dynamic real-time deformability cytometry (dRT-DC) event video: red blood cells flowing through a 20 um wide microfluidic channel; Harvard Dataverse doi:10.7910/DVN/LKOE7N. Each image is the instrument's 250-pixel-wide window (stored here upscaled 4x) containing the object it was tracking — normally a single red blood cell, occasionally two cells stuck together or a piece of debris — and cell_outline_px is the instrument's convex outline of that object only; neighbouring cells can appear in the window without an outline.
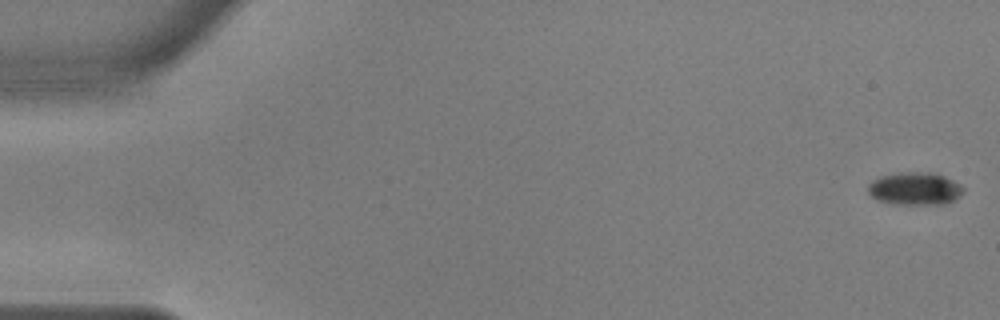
{"species": "common noctule bat (a hibernating species)", "species_latin": "Nyctalus noctula", "temperature_condition": "warm", "stored_images_in_passage": 56, "camera_frame_rate_fps": 3000, "um_per_image_px": 0.085, "animal": {"sex": "male", "body_mass_g": 17.9, "forearm_length_mm": 54.2}, "frame": {"image": 1, "passage_image": 1, "time_ms": 0.0, "image_size_px": [1000, 320], "cell_outline_px": [[964, 192], [956, 200], [948, 204], [892, 204], [876, 200], [868, 192], [868, 184], [872, 180], [880, 176], [908, 172], [932, 172], [944, 176], [960, 184], [964, 188]], "centroid_in_image_um": [77.79, 16.05], "position_along_channel_um": 7.2, "area_um2": 18.38}}
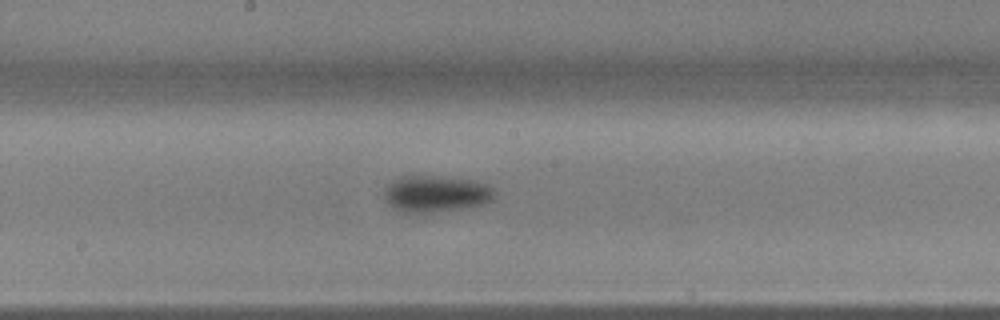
{"frame": {"image": 2, "passage_image": 30, "time_ms": 9.667, "image_size_px": [1000, 320], "cell_outline_px": [[496, 196], [492, 200], [484, 204], [460, 208], [424, 212], [404, 212], [388, 204], [384, 200], [384, 188], [392, 180], [400, 176], [444, 176], [476, 180], [488, 184], [496, 188]], "centroid_in_image_um": [37.09, 16.43], "position_along_channel_um": 211.1, "area_um2": 23.7}}
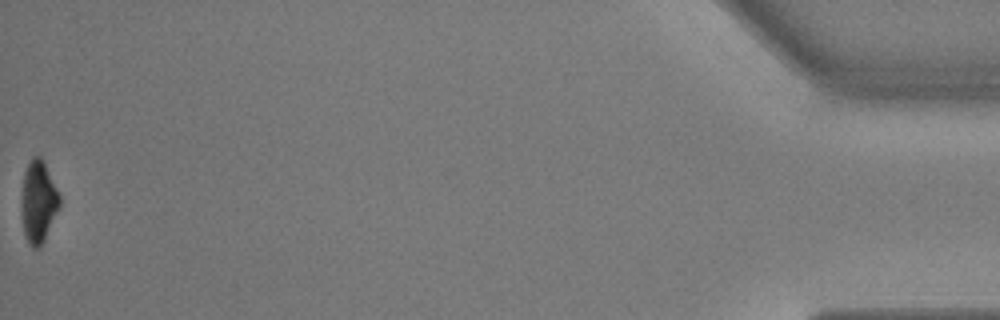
{"frame": {"image": 3, "passage_image": 56, "time_ms": 18.333, "image_size_px": [1000, 320], "cell_outline_px": [[60, 208], [40, 248], [32, 248], [24, 232], [20, 208], [20, 200], [24, 172], [32, 156], [40, 156], [44, 160], [60, 196]], "centroid_in_image_um": [3.25, 17.13], "position_along_channel_um": 431.9, "area_um2": 18.5}, "authors_computed_cell_mechanics": {"area_um2": 21.0392, "velocity_mm_per_s": 3.6461, "shape_relaxation_time_tau1_ms": 2.9013, "shape_relaxation_time_tau2_ms": null, "deformation_change_tau1": 0.1288, "deformation_change_tau2": null}}